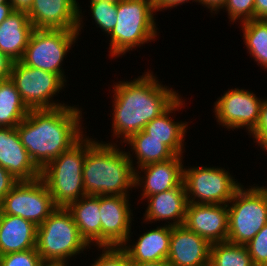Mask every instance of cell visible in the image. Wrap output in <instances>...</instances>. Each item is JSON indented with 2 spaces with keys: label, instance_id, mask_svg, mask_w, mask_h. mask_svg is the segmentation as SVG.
I'll return each mask as SVG.
<instances>
[{
  "label": "cell",
  "instance_id": "484cf974",
  "mask_svg": "<svg viewBox=\"0 0 267 266\" xmlns=\"http://www.w3.org/2000/svg\"><path fill=\"white\" fill-rule=\"evenodd\" d=\"M28 112L15 85L6 80L0 90V127H16Z\"/></svg>",
  "mask_w": 267,
  "mask_h": 266
},
{
  "label": "cell",
  "instance_id": "f35d334b",
  "mask_svg": "<svg viewBox=\"0 0 267 266\" xmlns=\"http://www.w3.org/2000/svg\"><path fill=\"white\" fill-rule=\"evenodd\" d=\"M255 19L267 20V0H255Z\"/></svg>",
  "mask_w": 267,
  "mask_h": 266
},
{
  "label": "cell",
  "instance_id": "277c9868",
  "mask_svg": "<svg viewBox=\"0 0 267 266\" xmlns=\"http://www.w3.org/2000/svg\"><path fill=\"white\" fill-rule=\"evenodd\" d=\"M88 248L67 208L57 207L37 226L36 250L46 265L67 266L71 257Z\"/></svg>",
  "mask_w": 267,
  "mask_h": 266
},
{
  "label": "cell",
  "instance_id": "6da1fadb",
  "mask_svg": "<svg viewBox=\"0 0 267 266\" xmlns=\"http://www.w3.org/2000/svg\"><path fill=\"white\" fill-rule=\"evenodd\" d=\"M131 81H118L112 87L113 138H122L125 143L133 134L144 130L151 120L162 114L179 94L159 83L153 71H147Z\"/></svg>",
  "mask_w": 267,
  "mask_h": 266
},
{
  "label": "cell",
  "instance_id": "e0dca14e",
  "mask_svg": "<svg viewBox=\"0 0 267 266\" xmlns=\"http://www.w3.org/2000/svg\"><path fill=\"white\" fill-rule=\"evenodd\" d=\"M0 165L18 181L41 178V170L22 145L16 127H0Z\"/></svg>",
  "mask_w": 267,
  "mask_h": 266
},
{
  "label": "cell",
  "instance_id": "f1b7e54d",
  "mask_svg": "<svg viewBox=\"0 0 267 266\" xmlns=\"http://www.w3.org/2000/svg\"><path fill=\"white\" fill-rule=\"evenodd\" d=\"M92 19L102 32L111 33L117 23V3H110L104 0L90 5Z\"/></svg>",
  "mask_w": 267,
  "mask_h": 266
},
{
  "label": "cell",
  "instance_id": "83f0119b",
  "mask_svg": "<svg viewBox=\"0 0 267 266\" xmlns=\"http://www.w3.org/2000/svg\"><path fill=\"white\" fill-rule=\"evenodd\" d=\"M209 266H254L246 245L231 242L211 244Z\"/></svg>",
  "mask_w": 267,
  "mask_h": 266
},
{
  "label": "cell",
  "instance_id": "4316f807",
  "mask_svg": "<svg viewBox=\"0 0 267 266\" xmlns=\"http://www.w3.org/2000/svg\"><path fill=\"white\" fill-rule=\"evenodd\" d=\"M242 24L243 42L257 65L267 69V20L252 19Z\"/></svg>",
  "mask_w": 267,
  "mask_h": 266
},
{
  "label": "cell",
  "instance_id": "ffe728a7",
  "mask_svg": "<svg viewBox=\"0 0 267 266\" xmlns=\"http://www.w3.org/2000/svg\"><path fill=\"white\" fill-rule=\"evenodd\" d=\"M182 97L179 96L162 114L151 120L144 127V131L150 135L151 138L161 140L175 155L182 156L185 152L183 150L185 133L188 130V122L172 120L169 116L173 111L182 109L183 103L186 104ZM184 138V139H183Z\"/></svg>",
  "mask_w": 267,
  "mask_h": 266
},
{
  "label": "cell",
  "instance_id": "7c38bea8",
  "mask_svg": "<svg viewBox=\"0 0 267 266\" xmlns=\"http://www.w3.org/2000/svg\"><path fill=\"white\" fill-rule=\"evenodd\" d=\"M262 101L252 91L231 88L214 102L213 112L227 130L245 127L250 134L258 125Z\"/></svg>",
  "mask_w": 267,
  "mask_h": 266
},
{
  "label": "cell",
  "instance_id": "cb8c5ba5",
  "mask_svg": "<svg viewBox=\"0 0 267 266\" xmlns=\"http://www.w3.org/2000/svg\"><path fill=\"white\" fill-rule=\"evenodd\" d=\"M67 210L71 213L81 237L91 247H101L100 196L86 195L70 203ZM95 243V244H93Z\"/></svg>",
  "mask_w": 267,
  "mask_h": 266
},
{
  "label": "cell",
  "instance_id": "9a60e30c",
  "mask_svg": "<svg viewBox=\"0 0 267 266\" xmlns=\"http://www.w3.org/2000/svg\"><path fill=\"white\" fill-rule=\"evenodd\" d=\"M183 225L210 244L226 242L229 229L228 206L188 203Z\"/></svg>",
  "mask_w": 267,
  "mask_h": 266
},
{
  "label": "cell",
  "instance_id": "603a6c76",
  "mask_svg": "<svg viewBox=\"0 0 267 266\" xmlns=\"http://www.w3.org/2000/svg\"><path fill=\"white\" fill-rule=\"evenodd\" d=\"M171 231L172 227L164 224L140 235L135 244L126 242L121 247L126 251L131 262L167 260Z\"/></svg>",
  "mask_w": 267,
  "mask_h": 266
},
{
  "label": "cell",
  "instance_id": "8d00e7d4",
  "mask_svg": "<svg viewBox=\"0 0 267 266\" xmlns=\"http://www.w3.org/2000/svg\"><path fill=\"white\" fill-rule=\"evenodd\" d=\"M189 0H152L153 2V6L155 8V11L158 12V11H162V9H171L173 7H176L178 5H182L184 4L185 2L188 3ZM190 1H195L197 2V0H190Z\"/></svg>",
  "mask_w": 267,
  "mask_h": 266
},
{
  "label": "cell",
  "instance_id": "f6af8a7d",
  "mask_svg": "<svg viewBox=\"0 0 267 266\" xmlns=\"http://www.w3.org/2000/svg\"><path fill=\"white\" fill-rule=\"evenodd\" d=\"M6 80H4V79H0V90H1V86H2V84L5 82Z\"/></svg>",
  "mask_w": 267,
  "mask_h": 266
},
{
  "label": "cell",
  "instance_id": "8fae6325",
  "mask_svg": "<svg viewBox=\"0 0 267 266\" xmlns=\"http://www.w3.org/2000/svg\"><path fill=\"white\" fill-rule=\"evenodd\" d=\"M57 208L44 181H19L0 203L3 214L19 216L41 225Z\"/></svg>",
  "mask_w": 267,
  "mask_h": 266
},
{
  "label": "cell",
  "instance_id": "8992f818",
  "mask_svg": "<svg viewBox=\"0 0 267 266\" xmlns=\"http://www.w3.org/2000/svg\"><path fill=\"white\" fill-rule=\"evenodd\" d=\"M86 153L87 135L84 134L74 145L41 170V179L57 207L66 208L70 203L86 196L83 185V164Z\"/></svg>",
  "mask_w": 267,
  "mask_h": 266
},
{
  "label": "cell",
  "instance_id": "5b68a950",
  "mask_svg": "<svg viewBox=\"0 0 267 266\" xmlns=\"http://www.w3.org/2000/svg\"><path fill=\"white\" fill-rule=\"evenodd\" d=\"M154 12L152 0H121L117 4V23L109 34L111 58L155 41L159 34Z\"/></svg>",
  "mask_w": 267,
  "mask_h": 266
},
{
  "label": "cell",
  "instance_id": "b9f144b4",
  "mask_svg": "<svg viewBox=\"0 0 267 266\" xmlns=\"http://www.w3.org/2000/svg\"><path fill=\"white\" fill-rule=\"evenodd\" d=\"M132 266H170L167 260L148 261V262H132Z\"/></svg>",
  "mask_w": 267,
  "mask_h": 266
},
{
  "label": "cell",
  "instance_id": "74e56055",
  "mask_svg": "<svg viewBox=\"0 0 267 266\" xmlns=\"http://www.w3.org/2000/svg\"><path fill=\"white\" fill-rule=\"evenodd\" d=\"M199 4H202V6L208 8L212 14L215 12L217 14V11L223 9L224 5L226 4L227 0H197ZM214 11V12H213Z\"/></svg>",
  "mask_w": 267,
  "mask_h": 266
},
{
  "label": "cell",
  "instance_id": "d590c367",
  "mask_svg": "<svg viewBox=\"0 0 267 266\" xmlns=\"http://www.w3.org/2000/svg\"><path fill=\"white\" fill-rule=\"evenodd\" d=\"M14 62L9 56L0 51V79H10Z\"/></svg>",
  "mask_w": 267,
  "mask_h": 266
},
{
  "label": "cell",
  "instance_id": "d6a6232c",
  "mask_svg": "<svg viewBox=\"0 0 267 266\" xmlns=\"http://www.w3.org/2000/svg\"><path fill=\"white\" fill-rule=\"evenodd\" d=\"M102 254L91 266H132L126 251L122 247H98Z\"/></svg>",
  "mask_w": 267,
  "mask_h": 266
},
{
  "label": "cell",
  "instance_id": "ee69618b",
  "mask_svg": "<svg viewBox=\"0 0 267 266\" xmlns=\"http://www.w3.org/2000/svg\"><path fill=\"white\" fill-rule=\"evenodd\" d=\"M1 3H11L9 0H0V4Z\"/></svg>",
  "mask_w": 267,
  "mask_h": 266
},
{
  "label": "cell",
  "instance_id": "1f68e13d",
  "mask_svg": "<svg viewBox=\"0 0 267 266\" xmlns=\"http://www.w3.org/2000/svg\"><path fill=\"white\" fill-rule=\"evenodd\" d=\"M246 247L254 266H267V223Z\"/></svg>",
  "mask_w": 267,
  "mask_h": 266
},
{
  "label": "cell",
  "instance_id": "4dcf8cb0",
  "mask_svg": "<svg viewBox=\"0 0 267 266\" xmlns=\"http://www.w3.org/2000/svg\"><path fill=\"white\" fill-rule=\"evenodd\" d=\"M36 248L0 256V266H45Z\"/></svg>",
  "mask_w": 267,
  "mask_h": 266
},
{
  "label": "cell",
  "instance_id": "9c48e42d",
  "mask_svg": "<svg viewBox=\"0 0 267 266\" xmlns=\"http://www.w3.org/2000/svg\"><path fill=\"white\" fill-rule=\"evenodd\" d=\"M222 167L192 166L183 168V183L188 203L227 205L241 186Z\"/></svg>",
  "mask_w": 267,
  "mask_h": 266
},
{
  "label": "cell",
  "instance_id": "3957f363",
  "mask_svg": "<svg viewBox=\"0 0 267 266\" xmlns=\"http://www.w3.org/2000/svg\"><path fill=\"white\" fill-rule=\"evenodd\" d=\"M117 143H104L87 136V153L83 164L86 195L130 196L135 188V169L131 152Z\"/></svg>",
  "mask_w": 267,
  "mask_h": 266
},
{
  "label": "cell",
  "instance_id": "5bb4252c",
  "mask_svg": "<svg viewBox=\"0 0 267 266\" xmlns=\"http://www.w3.org/2000/svg\"><path fill=\"white\" fill-rule=\"evenodd\" d=\"M34 29H65L81 32L82 10L77 0H33L27 11Z\"/></svg>",
  "mask_w": 267,
  "mask_h": 266
},
{
  "label": "cell",
  "instance_id": "30bf717a",
  "mask_svg": "<svg viewBox=\"0 0 267 266\" xmlns=\"http://www.w3.org/2000/svg\"><path fill=\"white\" fill-rule=\"evenodd\" d=\"M10 80L29 110L56 109L67 104L53 101L66 85L58 75L15 61Z\"/></svg>",
  "mask_w": 267,
  "mask_h": 266
},
{
  "label": "cell",
  "instance_id": "4fadbf2b",
  "mask_svg": "<svg viewBox=\"0 0 267 266\" xmlns=\"http://www.w3.org/2000/svg\"><path fill=\"white\" fill-rule=\"evenodd\" d=\"M129 199V196H100L101 247H121L132 241L133 210Z\"/></svg>",
  "mask_w": 267,
  "mask_h": 266
},
{
  "label": "cell",
  "instance_id": "60d3db41",
  "mask_svg": "<svg viewBox=\"0 0 267 266\" xmlns=\"http://www.w3.org/2000/svg\"><path fill=\"white\" fill-rule=\"evenodd\" d=\"M14 12L13 5L11 3L0 4V24Z\"/></svg>",
  "mask_w": 267,
  "mask_h": 266
},
{
  "label": "cell",
  "instance_id": "836d02e7",
  "mask_svg": "<svg viewBox=\"0 0 267 266\" xmlns=\"http://www.w3.org/2000/svg\"><path fill=\"white\" fill-rule=\"evenodd\" d=\"M255 140L254 142L267 151V99H263L260 107V118L258 125L249 134Z\"/></svg>",
  "mask_w": 267,
  "mask_h": 266
},
{
  "label": "cell",
  "instance_id": "d6986e66",
  "mask_svg": "<svg viewBox=\"0 0 267 266\" xmlns=\"http://www.w3.org/2000/svg\"><path fill=\"white\" fill-rule=\"evenodd\" d=\"M146 199L148 206L144 213V222L150 221L152 224L161 220L166 221V225L171 227L184 224L188 204L184 183L171 190L148 196Z\"/></svg>",
  "mask_w": 267,
  "mask_h": 266
},
{
  "label": "cell",
  "instance_id": "7a4b0ae2",
  "mask_svg": "<svg viewBox=\"0 0 267 266\" xmlns=\"http://www.w3.org/2000/svg\"><path fill=\"white\" fill-rule=\"evenodd\" d=\"M81 119V108L73 105L29 110L16 129L32 161L42 170L83 136Z\"/></svg>",
  "mask_w": 267,
  "mask_h": 266
},
{
  "label": "cell",
  "instance_id": "7402d4cb",
  "mask_svg": "<svg viewBox=\"0 0 267 266\" xmlns=\"http://www.w3.org/2000/svg\"><path fill=\"white\" fill-rule=\"evenodd\" d=\"M33 30L27 12L14 10L0 24V51L13 61H20Z\"/></svg>",
  "mask_w": 267,
  "mask_h": 266
},
{
  "label": "cell",
  "instance_id": "44dd1931",
  "mask_svg": "<svg viewBox=\"0 0 267 266\" xmlns=\"http://www.w3.org/2000/svg\"><path fill=\"white\" fill-rule=\"evenodd\" d=\"M37 226L0 211V256L36 248Z\"/></svg>",
  "mask_w": 267,
  "mask_h": 266
},
{
  "label": "cell",
  "instance_id": "52a82bcc",
  "mask_svg": "<svg viewBox=\"0 0 267 266\" xmlns=\"http://www.w3.org/2000/svg\"><path fill=\"white\" fill-rule=\"evenodd\" d=\"M249 187L241 185L227 204V241L234 244L247 245L267 223V187Z\"/></svg>",
  "mask_w": 267,
  "mask_h": 266
},
{
  "label": "cell",
  "instance_id": "2e32d148",
  "mask_svg": "<svg viewBox=\"0 0 267 266\" xmlns=\"http://www.w3.org/2000/svg\"><path fill=\"white\" fill-rule=\"evenodd\" d=\"M183 156L145 165L135 169V188L142 187L141 200L171 190L183 183ZM141 170V171H140ZM141 172L144 175H141ZM142 176V177H141Z\"/></svg>",
  "mask_w": 267,
  "mask_h": 266
},
{
  "label": "cell",
  "instance_id": "ba28073f",
  "mask_svg": "<svg viewBox=\"0 0 267 266\" xmlns=\"http://www.w3.org/2000/svg\"><path fill=\"white\" fill-rule=\"evenodd\" d=\"M78 35L77 30L34 29L20 61L29 67L58 74L67 82L62 62Z\"/></svg>",
  "mask_w": 267,
  "mask_h": 266
},
{
  "label": "cell",
  "instance_id": "ac0fdd59",
  "mask_svg": "<svg viewBox=\"0 0 267 266\" xmlns=\"http://www.w3.org/2000/svg\"><path fill=\"white\" fill-rule=\"evenodd\" d=\"M211 244L184 225L171 231L167 262L170 266H209Z\"/></svg>",
  "mask_w": 267,
  "mask_h": 266
},
{
  "label": "cell",
  "instance_id": "ab89813d",
  "mask_svg": "<svg viewBox=\"0 0 267 266\" xmlns=\"http://www.w3.org/2000/svg\"><path fill=\"white\" fill-rule=\"evenodd\" d=\"M13 5L14 10L28 11L31 7L33 0H9Z\"/></svg>",
  "mask_w": 267,
  "mask_h": 266
},
{
  "label": "cell",
  "instance_id": "bcb514c9",
  "mask_svg": "<svg viewBox=\"0 0 267 266\" xmlns=\"http://www.w3.org/2000/svg\"><path fill=\"white\" fill-rule=\"evenodd\" d=\"M45 266H62V265H45Z\"/></svg>",
  "mask_w": 267,
  "mask_h": 266
},
{
  "label": "cell",
  "instance_id": "7bdbcfd3",
  "mask_svg": "<svg viewBox=\"0 0 267 266\" xmlns=\"http://www.w3.org/2000/svg\"><path fill=\"white\" fill-rule=\"evenodd\" d=\"M101 0H90V5L91 4H94V3H97V2H100ZM106 2H110V3H119L121 0H104Z\"/></svg>",
  "mask_w": 267,
  "mask_h": 266
},
{
  "label": "cell",
  "instance_id": "d4e9b609",
  "mask_svg": "<svg viewBox=\"0 0 267 266\" xmlns=\"http://www.w3.org/2000/svg\"><path fill=\"white\" fill-rule=\"evenodd\" d=\"M128 142V143H127ZM125 144H129L131 152L135 153L137 163H132L134 169L148 164L166 161L174 158L176 155L161 140L151 138L144 130L133 134Z\"/></svg>",
  "mask_w": 267,
  "mask_h": 266
},
{
  "label": "cell",
  "instance_id": "e575fe53",
  "mask_svg": "<svg viewBox=\"0 0 267 266\" xmlns=\"http://www.w3.org/2000/svg\"><path fill=\"white\" fill-rule=\"evenodd\" d=\"M18 182L7 169L0 165V203Z\"/></svg>",
  "mask_w": 267,
  "mask_h": 266
},
{
  "label": "cell",
  "instance_id": "f546056e",
  "mask_svg": "<svg viewBox=\"0 0 267 266\" xmlns=\"http://www.w3.org/2000/svg\"><path fill=\"white\" fill-rule=\"evenodd\" d=\"M224 9L232 24L238 19L240 23L255 19V0H227Z\"/></svg>",
  "mask_w": 267,
  "mask_h": 266
}]
</instances>
